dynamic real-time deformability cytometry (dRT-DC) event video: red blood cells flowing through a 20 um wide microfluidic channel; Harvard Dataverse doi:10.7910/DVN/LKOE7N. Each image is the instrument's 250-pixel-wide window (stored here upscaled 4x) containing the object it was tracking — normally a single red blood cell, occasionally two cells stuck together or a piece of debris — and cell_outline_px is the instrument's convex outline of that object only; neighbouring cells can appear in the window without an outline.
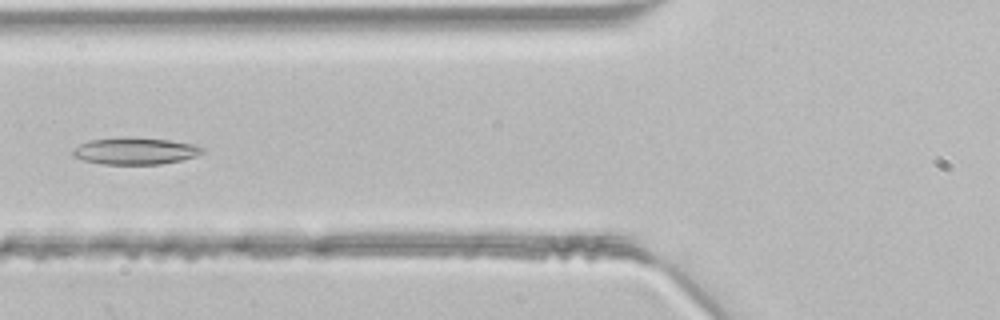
{"species": "common noctule bat (a hibernating species)", "species_latin": "Nyctalus noctula", "temperature_condition": "room temperature", "stored_images_in_passage": 36, "segment_of_instrument_passage": [1, 2], "camera_frame_rate_fps": 3000, "um_per_image_px": 0.085, "animal": {"sex": "male", "body_mass_g": 21.5, "forearm_length_mm": 52.0}, "frame": {"image": 1, "passage_image": 8, "time_ms": 2.333, "image_size_px": [1000, 320], "cell_outline_px": [[204, 152], [196, 156], [180, 160], [160, 164], [104, 164], [84, 160], [72, 156], [72, 152], [80, 144], [88, 140], [168, 140], [192, 144], [204, 148]], "centroid_in_image_um": [11.51, 12.88], "position_along_channel_um": 114.3, "area_um2": 19.07}}
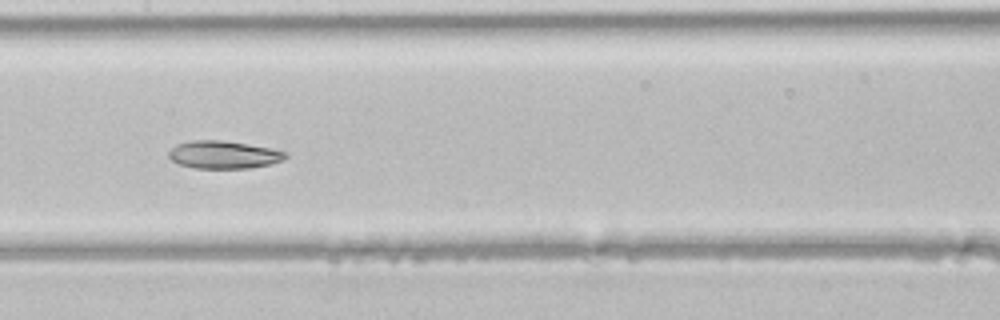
{"frame": {"image": 2, "passage_image": 13, "time_ms": 4.0, "image_size_px": [1000, 320], "cell_outline_px": [[288, 156], [284, 160], [272, 164], [248, 168], [192, 168], [180, 164], [172, 160], [168, 156], [168, 152], [176, 144], [192, 140], [224, 140], [272, 148], [288, 152]], "centroid_in_image_um": [19.04, 13.14], "position_along_channel_um": 188.4, "area_um2": 19.07}}
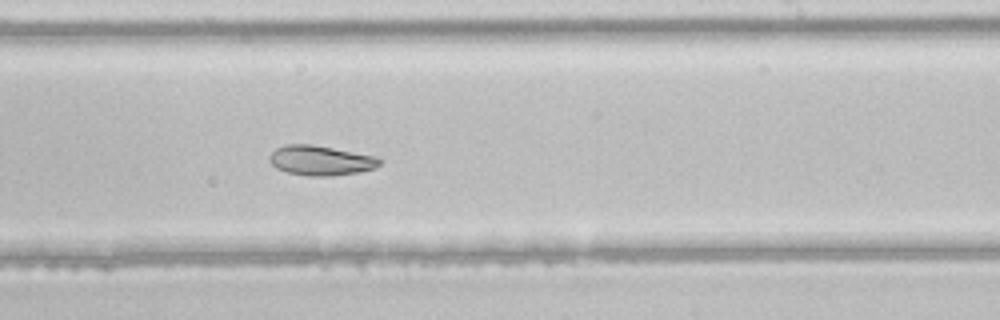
{"frame": {"image": 3, "passage_image": 18, "time_ms": 5.667, "image_size_px": [1000, 320], "cell_outline_px": [[380, 164], [372, 168], [360, 172], [332, 176], [308, 176], [288, 172], [276, 168], [268, 160], [268, 156], [276, 148], [288, 144], [312, 144], [376, 156], [380, 160]], "centroid_in_image_um": [27.22, 13.64], "position_along_channel_um": 261.8, "area_um2": 19.07}}